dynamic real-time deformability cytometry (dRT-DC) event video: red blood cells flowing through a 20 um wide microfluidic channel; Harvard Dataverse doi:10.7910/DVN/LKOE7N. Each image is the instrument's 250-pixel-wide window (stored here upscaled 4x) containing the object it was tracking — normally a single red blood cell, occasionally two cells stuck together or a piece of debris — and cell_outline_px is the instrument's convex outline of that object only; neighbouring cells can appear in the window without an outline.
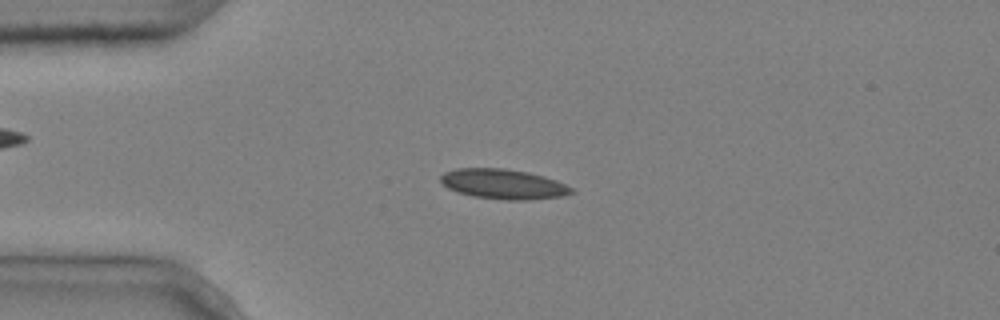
{"species": "common noctule bat (a hibernating species)", "species_latin": "Nyctalus noctula", "temperature_condition": "cold", "stored_images_in_passage": 7, "camera_frame_rate_fps": 3000, "um_per_image_px": 0.085, "animal": {"sex": "male", "body_mass_g": 20.4}, "frame": {"image": 1, "passage_image": 3, "time_ms": 0.667, "image_size_px": [1000, 320], "cell_outline_px": [[576, 192], [564, 196], [528, 200], [508, 200], [472, 196], [456, 192], [448, 188], [440, 180], [440, 176], [444, 172], [456, 168], [504, 168], [528, 172], [544, 176], [556, 180], [572, 188]], "centroid_in_image_um": [42.79, 15.65], "position_along_channel_um": 42.2, "area_um2": 22.95}}